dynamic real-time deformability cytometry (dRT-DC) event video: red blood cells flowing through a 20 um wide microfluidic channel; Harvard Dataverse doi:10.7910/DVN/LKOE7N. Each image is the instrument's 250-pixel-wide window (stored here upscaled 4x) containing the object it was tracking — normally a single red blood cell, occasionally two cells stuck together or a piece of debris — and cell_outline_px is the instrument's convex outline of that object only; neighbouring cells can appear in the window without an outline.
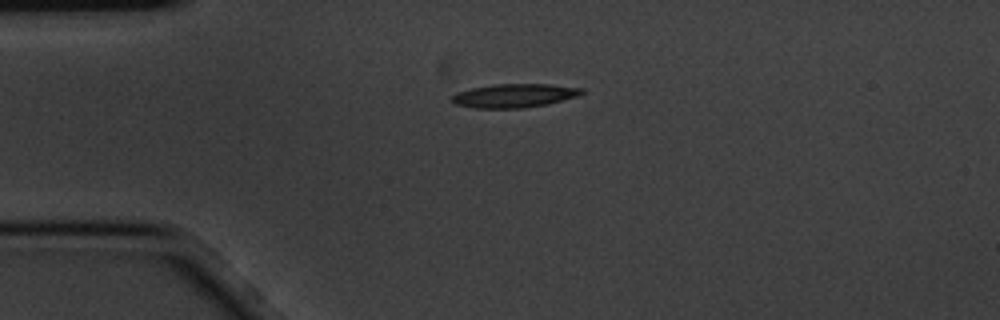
{"species": "common noctule bat (a hibernating species)", "species_latin": "Nyctalus noctula", "temperature_condition": "cold", "stored_images_in_passage": 3, "camera_frame_rate_fps": 3000, "um_per_image_px": 0.085, "animal": {"sex": "male", "body_mass_g": 20.1, "forearm_length_mm": 53.5}, "frame": {"image": 1, "passage_image": 1, "time_ms": 0.0, "image_size_px": [1000, 320], "cell_outline_px": [[584, 92], [580, 96], [548, 104], [524, 108], [472, 108], [452, 104], [448, 100], [456, 92], [472, 88], [492, 84], [552, 84], [584, 88]], "centroid_in_image_um": [43.7, 8.13], "position_along_channel_um": 41.3, "area_um2": 18.38}}
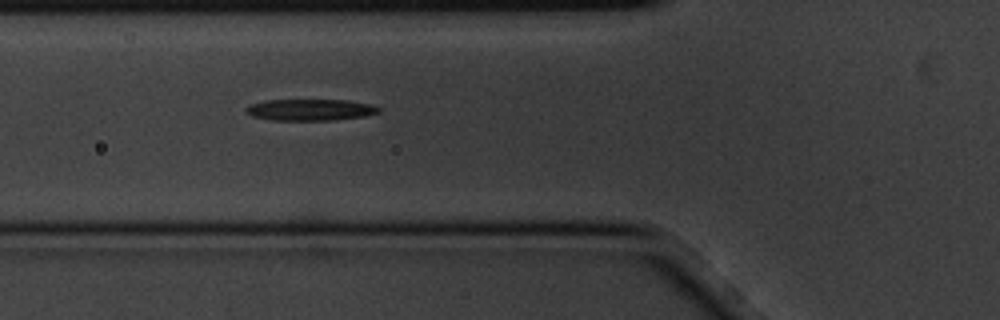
{"frame": {"image": 2, "passage_image": 3, "time_ms": 0.667, "image_size_px": [1000, 320], "cell_outline_px": [[380, 112], [364, 116], [336, 120], [272, 120], [252, 116], [244, 112], [244, 108], [248, 104], [264, 100], [348, 100], [372, 104], [380, 108]], "centroid_in_image_um": [26.33, 9.33], "position_along_channel_um": 99.5, "area_um2": 16.82}}